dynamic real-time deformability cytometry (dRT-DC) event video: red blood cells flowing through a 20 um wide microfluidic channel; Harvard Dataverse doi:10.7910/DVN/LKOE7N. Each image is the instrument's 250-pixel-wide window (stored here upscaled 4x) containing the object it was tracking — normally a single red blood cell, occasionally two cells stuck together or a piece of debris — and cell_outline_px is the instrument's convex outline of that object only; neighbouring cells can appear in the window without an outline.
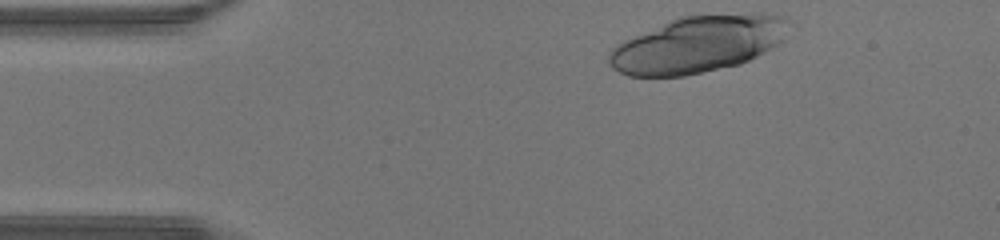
{"species": "human", "species_latin": "Homo sapiens", "temperature_condition": "warm", "stored_images_in_passage": 33, "camera_frame_rate_fps": 3000, "um_per_image_px": 0.085, "donor": {"sex": "male"}, "frame": {"image": 1, "passage_image": 1, "time_ms": 0.0, "image_size_px": [1000, 240], "cell_outline_px": [[796, 24], [772, 48], [740, 64], [684, 76], [628, 76], [612, 68], [608, 64], [608, 52], [616, 44], [624, 40], [680, 16], [752, 12], [764, 12], [788, 16]], "centroid_in_image_um": [59.4, 3.73], "position_along_channel_um": 25.6, "area_um2": 60.05}}